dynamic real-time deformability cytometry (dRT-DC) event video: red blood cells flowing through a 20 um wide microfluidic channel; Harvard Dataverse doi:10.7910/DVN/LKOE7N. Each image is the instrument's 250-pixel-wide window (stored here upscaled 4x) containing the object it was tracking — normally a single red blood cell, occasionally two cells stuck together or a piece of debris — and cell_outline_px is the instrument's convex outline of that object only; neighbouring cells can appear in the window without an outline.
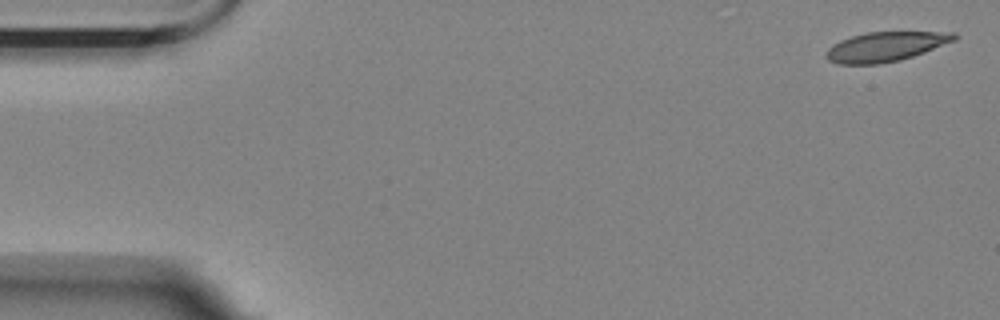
{"species": "Egyptian fruit bat (a non-hibernating species)", "species_latin": "Rousettus aegyptiacus", "temperature_condition": "room temperature", "stored_images_in_passage": 9, "camera_frame_rate_fps": 3000, "um_per_image_px": 0.085, "animal": {"sex": "female"}, "frame": {"image": 1, "passage_image": 1, "time_ms": 0.0, "image_size_px": [1000, 320], "cell_outline_px": [[960, 36], [956, 40], [924, 52], [900, 60], [876, 64], [840, 64], [828, 60], [824, 56], [828, 48], [832, 44], [840, 40], [852, 36], [868, 32], [956, 32]], "centroid_in_image_um": [75.28, 3.96], "position_along_channel_um": 9.7, "area_um2": 22.08}}
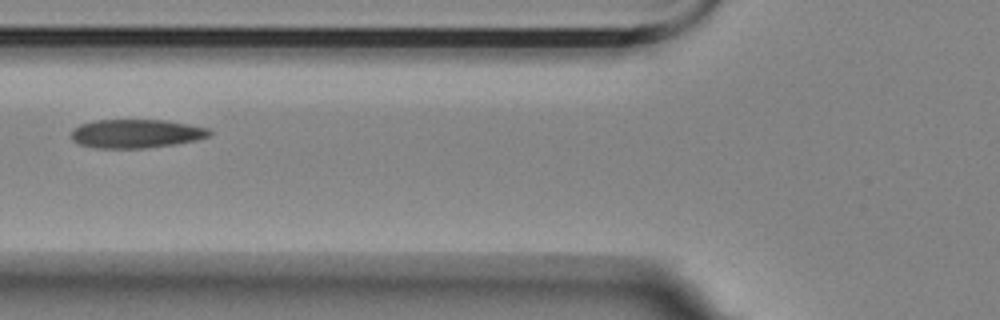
{"frame": {"image": 2, "passage_image": 6, "time_ms": 6.667, "image_size_px": [1000, 320], "cell_outline_px": [[212, 132], [208, 136], [196, 140], [172, 144], [144, 148], [96, 148], [80, 144], [72, 140], [72, 128], [80, 124], [96, 120], [164, 120], [188, 124], [208, 128]], "centroid_in_image_um": [11.54, 11.35], "position_along_channel_um": 114.3, "area_um2": 22.95}}
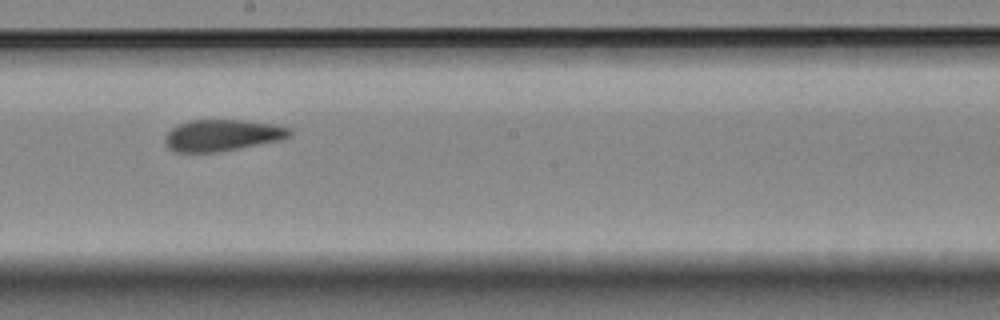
{"frame": {"image": 3, "passage_image": 9, "time_ms": 10.0, "image_size_px": [1000, 320], "cell_outline_px": [[292, 136], [280, 140], [216, 152], [172, 152], [168, 148], [164, 140], [164, 136], [172, 128], [180, 124], [192, 120], [244, 120], [276, 124], [292, 128]], "centroid_in_image_um": [18.91, 11.49], "position_along_channel_um": 229.3, "area_um2": 22.95}}